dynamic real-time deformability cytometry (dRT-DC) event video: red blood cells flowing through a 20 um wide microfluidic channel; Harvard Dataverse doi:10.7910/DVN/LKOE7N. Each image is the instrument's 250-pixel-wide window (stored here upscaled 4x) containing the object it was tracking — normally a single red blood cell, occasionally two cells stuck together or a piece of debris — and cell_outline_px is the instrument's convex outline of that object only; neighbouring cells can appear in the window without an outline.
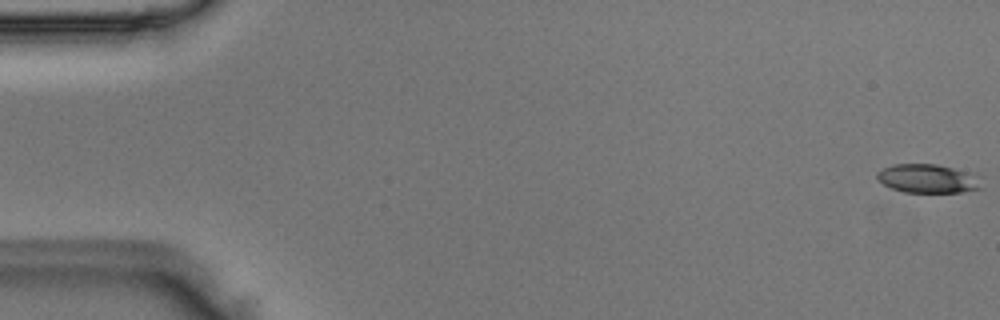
{"species": "Egyptian fruit bat (a non-hibernating species)", "species_latin": "Rousettus aegyptiacus", "temperature_condition": "room temperature", "stored_images_in_passage": 50, "camera_frame_rate_fps": 3000, "um_per_image_px": 0.085, "animal": {"sex": "male"}, "frame": {"image": 1, "passage_image": 1, "time_ms": 0.0, "image_size_px": [1000, 320], "cell_outline_px": [[984, 188], [964, 192], [904, 192], [892, 188], [884, 184], [876, 176], [876, 172], [892, 164], [936, 164], [952, 168], [964, 172]], "centroid_in_image_um": [78.75, 15.19], "position_along_channel_um": 6.3, "area_um2": 16.82}}
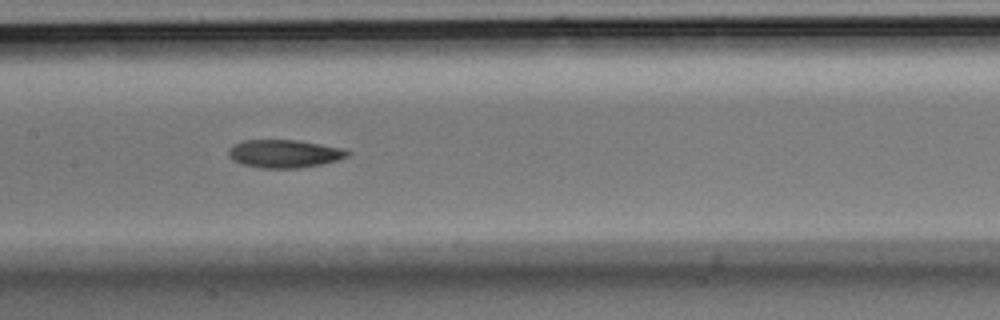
{"frame": {"image": 2, "passage_image": 25, "time_ms": 8.0, "image_size_px": [1000, 320], "cell_outline_px": [[352, 152], [348, 156], [336, 160], [320, 164], [300, 168], [260, 168], [240, 164], [232, 160], [228, 156], [228, 152], [232, 144], [244, 140], [300, 140], [344, 148]], "centroid_in_image_um": [24.15, 13.06], "position_along_channel_um": 183.2, "area_um2": 19.65}}
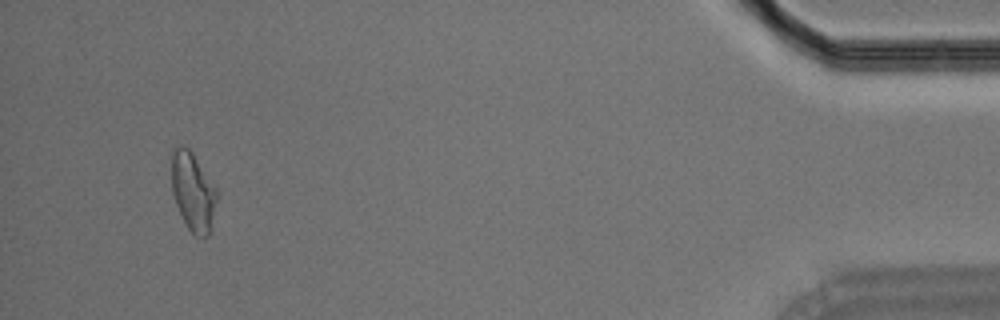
{"frame": {"image": 3, "passage_image": 48, "time_ms": 15.667, "image_size_px": [1000, 320], "cell_outline_px": [[216, 200], [208, 236], [196, 236], [188, 228], [176, 204], [172, 192], [168, 152], [180, 144], [188, 148], [192, 152], [216, 188]], "centroid_in_image_um": [16.32, 16.18], "position_along_channel_um": 418.9, "area_um2": 20.81}}